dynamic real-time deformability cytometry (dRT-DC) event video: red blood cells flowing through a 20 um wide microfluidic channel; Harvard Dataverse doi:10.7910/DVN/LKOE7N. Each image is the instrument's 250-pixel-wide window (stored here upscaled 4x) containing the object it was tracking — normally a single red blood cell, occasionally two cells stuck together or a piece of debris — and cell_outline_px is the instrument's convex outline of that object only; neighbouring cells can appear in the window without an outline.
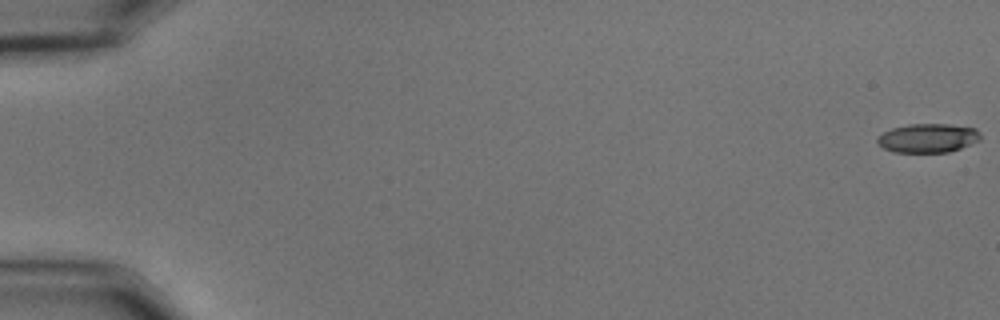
{"species": "common noctule bat (a hibernating species)", "species_latin": "Nyctalus noctula", "temperature_condition": "cold", "stored_images_in_passage": 57, "camera_frame_rate_fps": 3000, "um_per_image_px": 0.085, "animal": {"sex": "male", "body_mass_g": 15.6}, "frame": {"image": 1, "passage_image": 1, "time_ms": 0.0, "image_size_px": [1000, 320], "cell_outline_px": [[980, 140], [960, 148], [948, 152], [892, 152], [884, 148], [876, 140], [876, 136], [892, 128], [908, 124], [948, 124], [976, 128], [980, 132]], "centroid_in_image_um": [78.86, 11.73], "position_along_channel_um": 6.1, "area_um2": 17.4}}
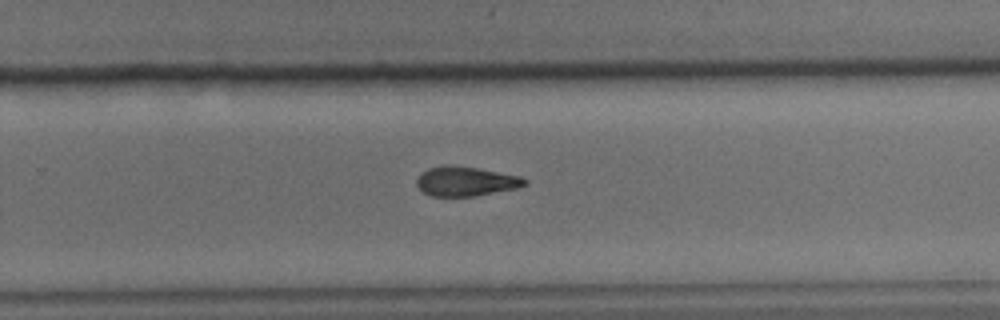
{"frame": {"image": 2, "passage_image": 38, "time_ms": 12.333, "image_size_px": [1000, 320], "cell_outline_px": [[528, 180], [524, 184], [516, 188], [472, 196], [432, 196], [424, 192], [416, 184], [416, 180], [420, 172], [428, 168], [452, 164], [476, 168], [520, 176]], "centroid_in_image_um": [39.54, 15.4], "position_along_channel_um": 290.3, "area_um2": 18.32}}
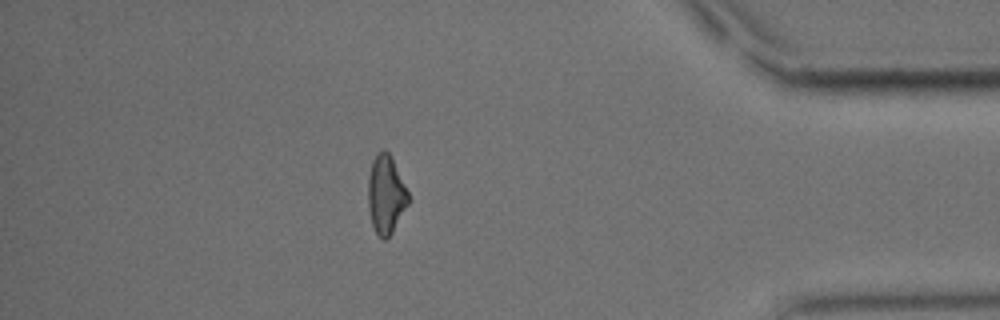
{"frame": {"image": 3, "passage_image": 50, "time_ms": 16.333, "image_size_px": [1000, 320], "cell_outline_px": [[412, 200], [392, 232], [384, 240], [376, 232], [372, 224], [368, 208], [368, 176], [372, 160], [376, 152], [384, 148], [388, 152]], "centroid_in_image_um": [32.8, 16.53], "position_along_channel_um": 402.4, "area_um2": 18.44}, "authors_computed_cell_mechanics": {"area_um2": 18.6694, "velocity_mm_per_s": 3.6395, "shape_relaxation_time_tau1_ms": 6.3644, "shape_relaxation_time_tau2_ms": 8.4026, "deformation_change_tau1": 0.1788, "deformation_change_tau2": 0.1697}}